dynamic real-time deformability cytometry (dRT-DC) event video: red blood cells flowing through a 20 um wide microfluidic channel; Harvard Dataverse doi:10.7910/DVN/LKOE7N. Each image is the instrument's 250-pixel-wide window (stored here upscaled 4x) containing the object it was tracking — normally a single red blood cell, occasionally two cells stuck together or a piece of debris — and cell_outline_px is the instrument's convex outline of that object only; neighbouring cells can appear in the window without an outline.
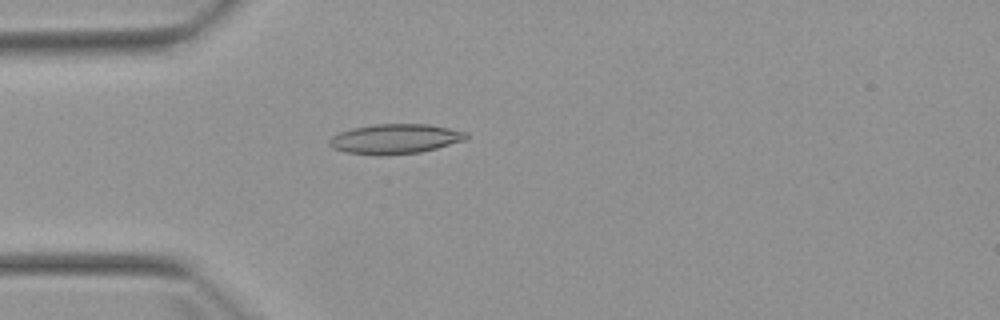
{"species": "Egyptian fruit bat (a non-hibernating species)", "species_latin": "Rousettus aegyptiacus", "temperature_condition": "warm", "stored_images_in_passage": 4, "camera_frame_rate_fps": 3000, "um_per_image_px": 0.085, "animal": {"sex": "female"}, "frame": {"image": 1, "passage_image": 4, "time_ms": 3.667, "image_size_px": [1000, 320], "cell_outline_px": [[468, 136], [464, 140], [436, 148], [420, 152], [380, 156], [376, 156], [344, 152], [332, 148], [328, 144], [328, 140], [332, 136], [340, 132], [352, 128], [372, 124], [428, 124], [468, 132]], "centroid_in_image_um": [33.53, 11.81], "position_along_channel_um": 51.5, "area_um2": 23.93}}